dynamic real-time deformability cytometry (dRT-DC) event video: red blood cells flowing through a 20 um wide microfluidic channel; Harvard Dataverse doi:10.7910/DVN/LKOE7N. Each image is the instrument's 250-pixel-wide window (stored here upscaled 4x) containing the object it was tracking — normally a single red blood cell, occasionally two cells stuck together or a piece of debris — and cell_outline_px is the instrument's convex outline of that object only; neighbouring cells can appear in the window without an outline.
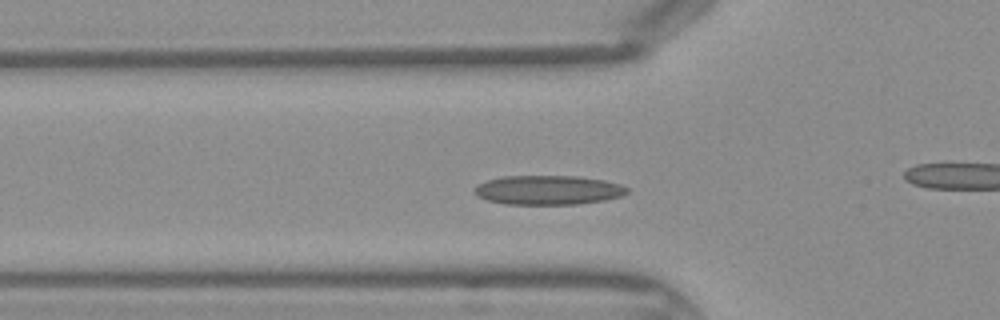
{"species": "Egyptian fruit bat (a non-hibernating species)", "species_latin": "Rousettus aegyptiacus", "temperature_condition": "warm", "stored_images_in_passage": 42, "camera_frame_rate_fps": 3000, "um_per_image_px": 0.085, "frame": {"image": 1, "passage_image": 12, "time_ms": 3.667, "image_size_px": [1000, 320], "cell_outline_px": [[628, 192], [620, 196], [604, 200], [576, 204], [504, 204], [488, 200], [480, 196], [476, 192], [476, 188], [480, 184], [488, 180], [504, 176], [576, 176], [604, 180], [620, 184], [628, 188]], "centroid_in_image_um": [46.64, 16.15], "position_along_channel_um": 79.2, "area_um2": 25.66}}
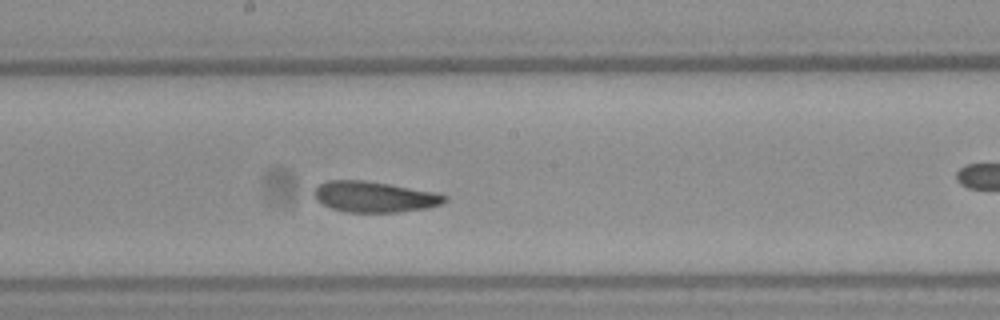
{"frame": {"image": 2, "passage_image": 21, "time_ms": 6.667, "image_size_px": [1000, 320], "cell_outline_px": [[448, 200], [440, 204], [428, 208], [400, 212], [348, 212], [332, 208], [316, 200], [312, 192], [320, 184], [328, 180], [364, 180], [436, 192], [448, 196]], "centroid_in_image_um": [31.84, 16.73], "position_along_channel_um": 216.4, "area_um2": 23.41}}
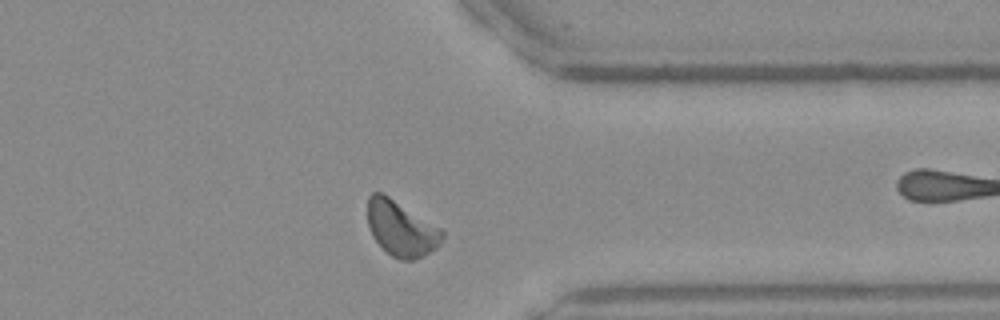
{"frame": {"image": 3, "passage_image": 32, "time_ms": 10.333, "image_size_px": [1000, 320], "cell_outline_px": [[444, 236], [440, 244], [436, 248], [424, 256], [412, 260], [400, 260], [392, 256], [372, 236], [368, 224], [368, 196], [372, 192], [380, 192], [388, 196], [444, 228]], "centroid_in_image_um": [34.14, 19.42], "position_along_channel_um": 377.3, "area_um2": 24.22}}